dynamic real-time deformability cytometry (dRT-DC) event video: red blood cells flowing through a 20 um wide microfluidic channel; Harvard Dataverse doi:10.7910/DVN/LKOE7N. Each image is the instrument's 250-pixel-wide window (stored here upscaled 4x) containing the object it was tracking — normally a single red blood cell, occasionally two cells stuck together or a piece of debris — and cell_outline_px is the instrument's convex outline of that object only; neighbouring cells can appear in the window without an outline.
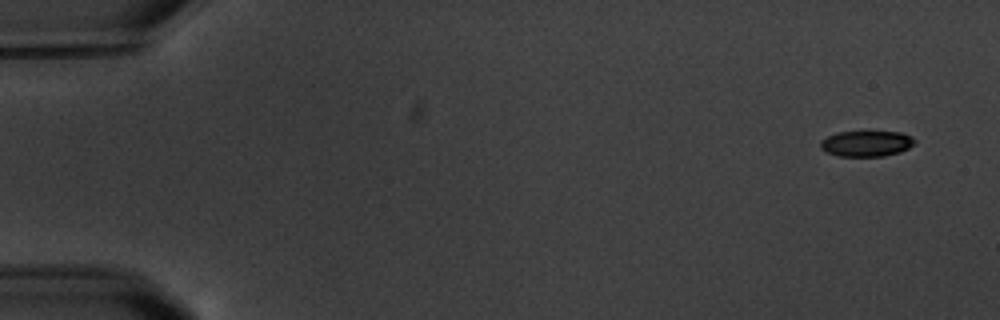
{"species": "common noctule bat (a hibernating species)", "species_latin": "Nyctalus noctula", "temperature_condition": "warm", "stored_images_in_passage": 5, "camera_frame_rate_fps": 3000, "um_per_image_px": 0.085, "animal": {"sex": "male", "body_mass_g": 20.1, "forearm_length_mm": 53.5}, "frame": {"image": 1, "passage_image": 1, "time_ms": 0.0, "image_size_px": [1000, 320], "cell_outline_px": [[916, 144], [900, 152], [884, 156], [836, 156], [820, 148], [820, 140], [836, 132], [900, 132], [912, 136], [916, 140]], "centroid_in_image_um": [73.66, 12.2], "position_along_channel_um": 11.3, "area_um2": 14.22}}
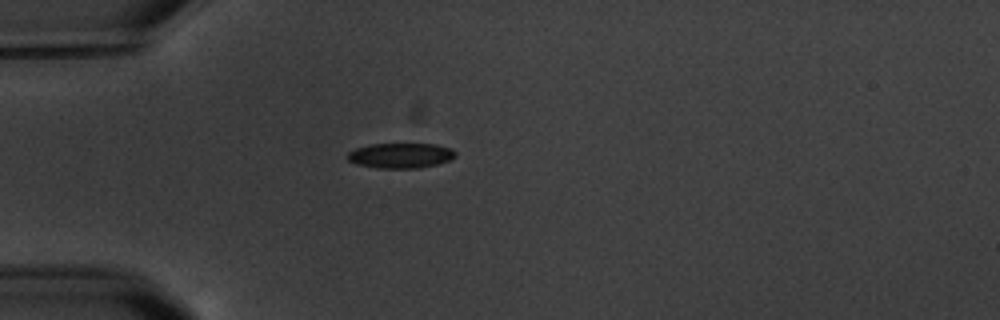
{"frame": {"image": 2, "passage_image": 5, "time_ms": 4.667, "image_size_px": [1000, 320], "cell_outline_px": [[456, 156], [448, 160], [436, 164], [416, 168], [380, 168], [356, 164], [348, 160], [348, 152], [356, 148], [368, 144], [436, 144], [448, 148], [456, 152]], "centroid_in_image_um": [34.02, 13.21], "position_along_channel_um": 51.0, "area_um2": 15.61}}